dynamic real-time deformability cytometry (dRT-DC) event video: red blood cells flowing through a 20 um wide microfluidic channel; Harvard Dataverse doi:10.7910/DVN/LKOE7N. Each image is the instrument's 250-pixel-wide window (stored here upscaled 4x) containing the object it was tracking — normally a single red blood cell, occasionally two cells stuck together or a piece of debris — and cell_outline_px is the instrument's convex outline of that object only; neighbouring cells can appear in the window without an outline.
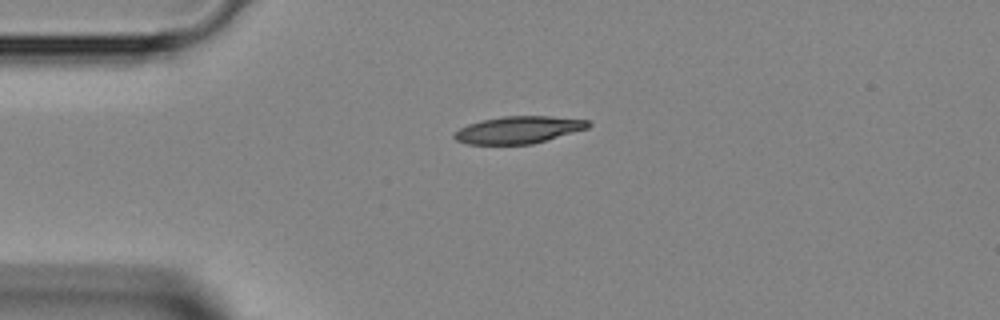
{"species": "Egyptian fruit bat (a non-hibernating species)", "species_latin": "Rousettus aegyptiacus", "temperature_condition": "room temperature", "stored_images_in_passage": 35, "camera_frame_rate_fps": 3000, "um_per_image_px": 0.085, "animal": {"sex": "female"}, "frame": {"image": 1, "passage_image": 1, "time_ms": 0.0, "image_size_px": [1000, 320], "cell_outline_px": [[592, 124], [588, 128], [532, 144], [468, 144], [456, 140], [452, 136], [452, 132], [468, 124], [484, 120], [504, 116], [548, 116], [588, 120]], "centroid_in_image_um": [44.05, 11.04], "position_along_channel_um": 41.0, "area_um2": 21.1}}
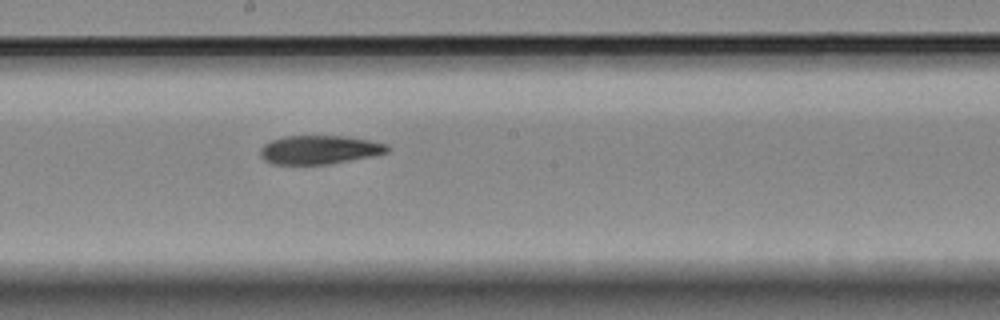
{"frame": {"image": 2, "passage_image": 15, "time_ms": 4.667, "image_size_px": [1000, 320], "cell_outline_px": [[388, 152], [372, 156], [328, 164], [272, 164], [264, 160], [260, 156], [260, 148], [264, 144], [272, 140], [284, 136], [344, 136], [368, 140], [388, 144]], "centroid_in_image_um": [27.12, 12.73], "position_along_channel_um": 221.1, "area_um2": 21.15}}
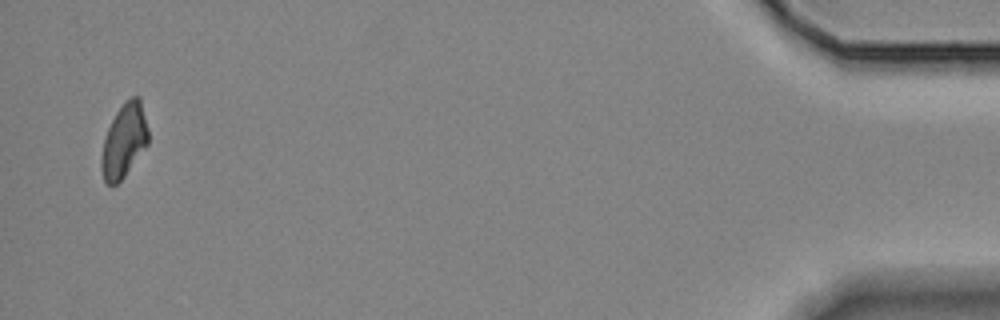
{"frame": {"image": 3, "passage_image": 35, "time_ms": 11.333, "image_size_px": [1000, 320], "cell_outline_px": [[148, 144], [124, 176], [116, 184], [108, 184], [104, 180], [100, 168], [100, 160], [104, 140], [108, 128], [116, 112], [124, 100], [132, 96], [140, 96], [148, 128]], "centroid_in_image_um": [10.55, 11.93], "position_along_channel_um": 424.7, "area_um2": 20.11}}